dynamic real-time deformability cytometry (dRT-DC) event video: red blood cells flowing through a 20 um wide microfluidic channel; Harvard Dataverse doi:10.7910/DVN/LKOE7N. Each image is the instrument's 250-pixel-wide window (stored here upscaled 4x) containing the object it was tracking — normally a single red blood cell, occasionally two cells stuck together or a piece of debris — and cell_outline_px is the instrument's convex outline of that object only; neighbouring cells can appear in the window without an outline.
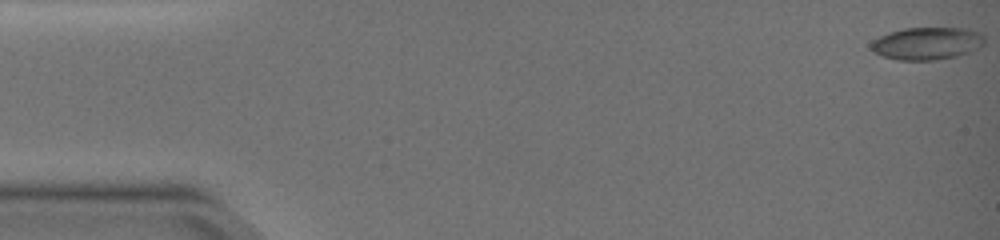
{"species": "common noctule bat (a hibernating species)", "species_latin": "Nyctalus noctula", "temperature_condition": "warm", "stored_images_in_passage": 50, "camera_frame_rate_fps": 3000, "um_per_image_px": 0.085, "animal": {"sex": "female", "body_mass_g": 19.0, "forearm_length_mm": 51.5}, "frame": {"image": 1, "passage_image": 1, "time_ms": 0.0, "image_size_px": [1000, 240], "cell_outline_px": [[984, 44], [980, 48], [956, 56], [936, 60], [896, 60], [872, 52], [868, 44], [872, 40], [888, 32], [904, 28], [968, 28], [980, 32], [984, 36]], "centroid_in_image_um": [78.77, 3.68], "position_along_channel_um": 6.2, "area_um2": 21.79}}
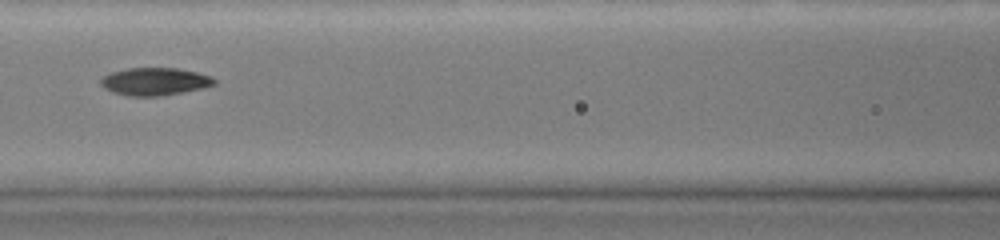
{"frame": {"image": 2, "passage_image": 24, "time_ms": 7.667, "image_size_px": [1000, 240], "cell_outline_px": [[216, 84], [200, 88], [160, 96], [128, 96], [112, 92], [104, 88], [100, 84], [100, 80], [104, 76], [112, 72], [128, 68], [176, 68], [196, 72], [212, 76], [216, 80]], "centroid_in_image_um": [13.13, 6.92], "position_along_channel_um": 153.5, "area_um2": 18.15}}
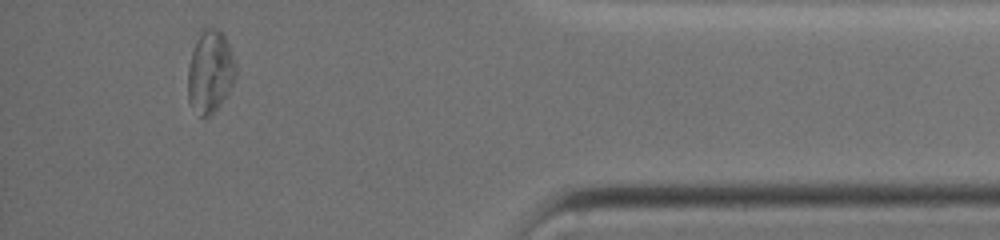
{"frame": {"image": 3, "passage_image": 47, "time_ms": 15.333, "image_size_px": [1000, 240], "cell_outline_px": [[236, 76], [228, 92], [220, 104], [208, 116], [200, 116], [188, 100], [188, 68], [192, 52], [200, 32], [204, 28], [216, 28], [224, 32], [232, 52], [236, 68]], "centroid_in_image_um": [17.87, 6.05], "position_along_channel_um": 417.3, "area_um2": 22.77}}